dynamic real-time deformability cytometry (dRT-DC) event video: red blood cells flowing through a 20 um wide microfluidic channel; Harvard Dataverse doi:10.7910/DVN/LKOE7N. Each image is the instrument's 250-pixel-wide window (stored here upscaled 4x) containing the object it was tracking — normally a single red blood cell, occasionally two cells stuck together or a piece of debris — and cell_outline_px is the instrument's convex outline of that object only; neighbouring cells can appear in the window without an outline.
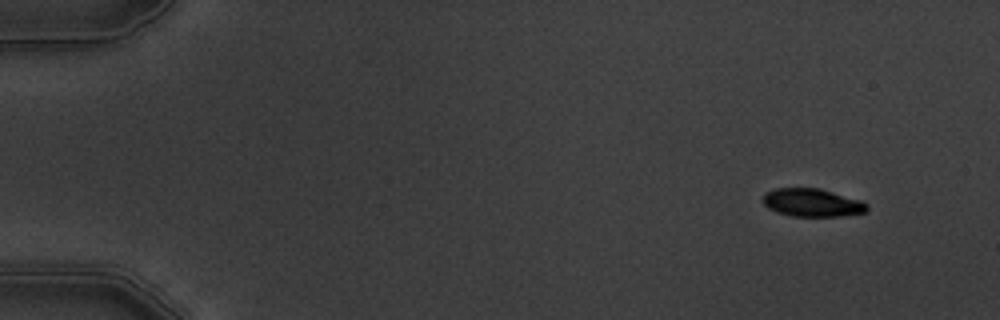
{"species": "common noctule bat (a hibernating species)", "species_latin": "Nyctalus noctula", "temperature_condition": "warm", "stored_images_in_passage": 10, "camera_frame_rate_fps": 3000, "um_per_image_px": 0.085, "animal": {"sex": "male", "body_mass_g": 19.5, "forearm_length_mm": 54.6}, "frame": {"image": 1, "passage_image": 1, "time_ms": 0.0, "image_size_px": [1000, 320], "cell_outline_px": [[868, 208], [864, 212], [840, 216], [792, 216], [776, 212], [768, 208], [760, 200], [764, 192], [776, 188], [820, 188], [860, 200], [868, 204]], "centroid_in_image_um": [68.97, 17.21], "position_along_channel_um": 16.0, "area_um2": 17.11}}
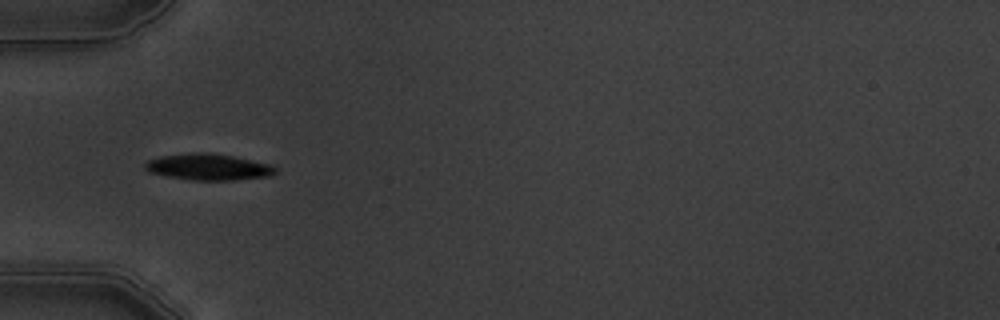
{"frame": {"image": 2, "passage_image": 5, "time_ms": 4.667, "image_size_px": [1000, 320], "cell_outline_px": [[276, 172], [268, 176], [232, 180], [188, 180], [148, 172], [144, 168], [144, 164], [148, 160], [160, 156], [192, 152], [204, 152], [232, 156], [268, 164], [276, 168]], "centroid_in_image_um": [17.64, 14.19], "position_along_channel_um": 67.4, "area_um2": 19.83}}